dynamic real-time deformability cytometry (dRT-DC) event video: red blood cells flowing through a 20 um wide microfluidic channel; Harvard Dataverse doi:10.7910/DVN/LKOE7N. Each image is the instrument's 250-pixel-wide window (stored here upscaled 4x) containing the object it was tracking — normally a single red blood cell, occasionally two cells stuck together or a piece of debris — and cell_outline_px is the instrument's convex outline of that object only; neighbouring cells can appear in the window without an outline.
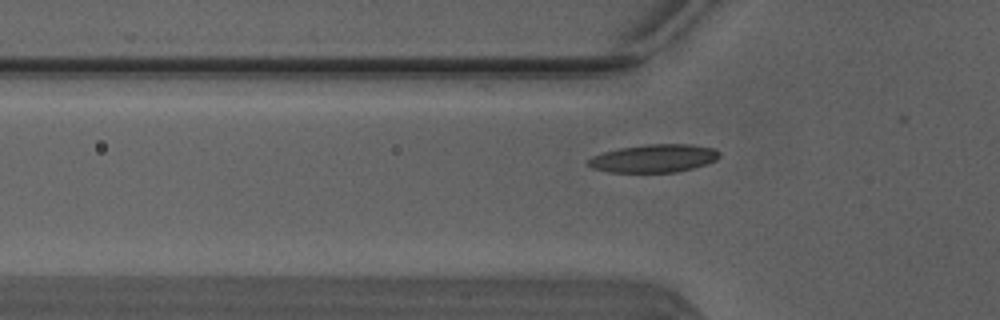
{"species": "Egyptian fruit bat (a non-hibernating species)", "species_latin": "Rousettus aegyptiacus", "temperature_condition": "warm", "stored_images_in_passage": 6, "camera_frame_rate_fps": 3000, "um_per_image_px": 0.085, "animal": {"sex": "male"}, "frame": {"image": 1, "passage_image": 3, "time_ms": 0.667, "image_size_px": [1000, 320], "cell_outline_px": [[720, 156], [716, 160], [692, 168], [676, 172], [608, 172], [592, 168], [588, 164], [588, 160], [592, 156], [604, 152], [620, 148], [648, 144], [692, 144], [712, 148], [720, 152]], "centroid_in_image_um": [55.58, 13.46], "position_along_channel_um": 70.2, "area_um2": 21.27}}